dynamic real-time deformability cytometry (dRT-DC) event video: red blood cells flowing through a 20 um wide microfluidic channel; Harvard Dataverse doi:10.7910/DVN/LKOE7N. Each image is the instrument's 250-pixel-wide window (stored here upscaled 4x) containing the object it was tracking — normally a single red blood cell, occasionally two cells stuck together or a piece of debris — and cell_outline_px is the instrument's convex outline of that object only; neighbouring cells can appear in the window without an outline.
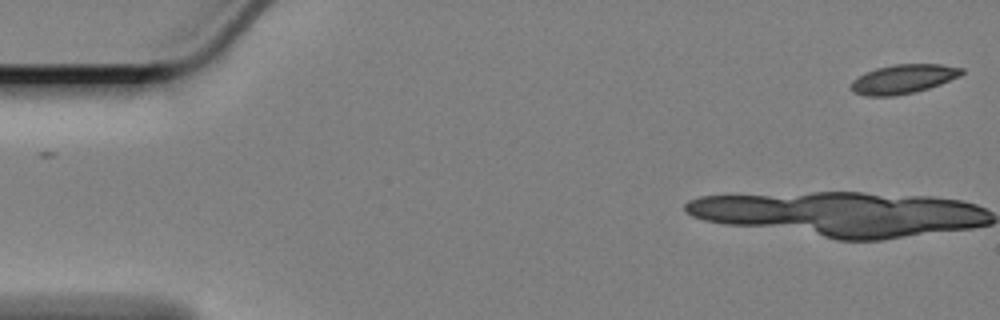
{"species": "Egyptian fruit bat (a non-hibernating species)", "species_latin": "Rousettus aegyptiacus", "temperature_condition": "cold", "stored_images_in_passage": 9, "camera_frame_rate_fps": 3000, "um_per_image_px": 0.085, "animal": {"sex": "female"}, "frame": {"image": 1, "passage_image": 1, "time_ms": 0.0, "image_size_px": [1000, 320], "cell_outline_px": [[964, 72], [960, 76], [940, 84], [928, 88], [912, 92], [892, 96], [868, 96], [852, 92], [852, 80], [876, 68], [896, 64], [940, 64], [964, 68]], "centroid_in_image_um": [76.8, 6.71], "position_along_channel_um": 8.2, "area_um2": 18.5}}